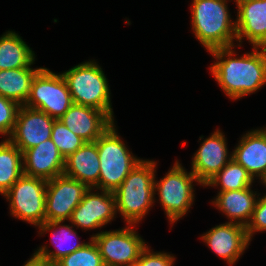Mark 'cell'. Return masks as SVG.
Masks as SVG:
<instances>
[{
	"mask_svg": "<svg viewBox=\"0 0 266 266\" xmlns=\"http://www.w3.org/2000/svg\"><path fill=\"white\" fill-rule=\"evenodd\" d=\"M46 188L47 180L23 174L3 195L10 203V214L34 227L43 224Z\"/></svg>",
	"mask_w": 266,
	"mask_h": 266,
	"instance_id": "ba28073f",
	"label": "cell"
},
{
	"mask_svg": "<svg viewBox=\"0 0 266 266\" xmlns=\"http://www.w3.org/2000/svg\"><path fill=\"white\" fill-rule=\"evenodd\" d=\"M254 179L248 171L233 158L204 186L219 187V192L242 190L252 186Z\"/></svg>",
	"mask_w": 266,
	"mask_h": 266,
	"instance_id": "d4e9b609",
	"label": "cell"
},
{
	"mask_svg": "<svg viewBox=\"0 0 266 266\" xmlns=\"http://www.w3.org/2000/svg\"><path fill=\"white\" fill-rule=\"evenodd\" d=\"M200 238L229 266L238 261L251 242L244 225L229 221L212 227Z\"/></svg>",
	"mask_w": 266,
	"mask_h": 266,
	"instance_id": "4fadbf2b",
	"label": "cell"
},
{
	"mask_svg": "<svg viewBox=\"0 0 266 266\" xmlns=\"http://www.w3.org/2000/svg\"><path fill=\"white\" fill-rule=\"evenodd\" d=\"M134 227L127 224L122 229L100 231L91 236L105 266H133L139 259L147 244Z\"/></svg>",
	"mask_w": 266,
	"mask_h": 266,
	"instance_id": "9c48e42d",
	"label": "cell"
},
{
	"mask_svg": "<svg viewBox=\"0 0 266 266\" xmlns=\"http://www.w3.org/2000/svg\"><path fill=\"white\" fill-rule=\"evenodd\" d=\"M54 121L45 112L20 106L13 132L7 139L23 153L51 138Z\"/></svg>",
	"mask_w": 266,
	"mask_h": 266,
	"instance_id": "7c38bea8",
	"label": "cell"
},
{
	"mask_svg": "<svg viewBox=\"0 0 266 266\" xmlns=\"http://www.w3.org/2000/svg\"><path fill=\"white\" fill-rule=\"evenodd\" d=\"M56 264L58 266H105L92 238L82 248L62 257Z\"/></svg>",
	"mask_w": 266,
	"mask_h": 266,
	"instance_id": "484cf974",
	"label": "cell"
},
{
	"mask_svg": "<svg viewBox=\"0 0 266 266\" xmlns=\"http://www.w3.org/2000/svg\"><path fill=\"white\" fill-rule=\"evenodd\" d=\"M234 47L237 46L208 51L216 59L209 69L222 91L238 100L266 84V48L253 47L252 52L238 58Z\"/></svg>",
	"mask_w": 266,
	"mask_h": 266,
	"instance_id": "6da1fadb",
	"label": "cell"
},
{
	"mask_svg": "<svg viewBox=\"0 0 266 266\" xmlns=\"http://www.w3.org/2000/svg\"><path fill=\"white\" fill-rule=\"evenodd\" d=\"M59 120L85 142H95L114 123L103 111L74 103Z\"/></svg>",
	"mask_w": 266,
	"mask_h": 266,
	"instance_id": "ac0fdd59",
	"label": "cell"
},
{
	"mask_svg": "<svg viewBox=\"0 0 266 266\" xmlns=\"http://www.w3.org/2000/svg\"><path fill=\"white\" fill-rule=\"evenodd\" d=\"M72 104V97L63 75L42 67L32 80L30 94L24 106L59 119Z\"/></svg>",
	"mask_w": 266,
	"mask_h": 266,
	"instance_id": "52a82bcc",
	"label": "cell"
},
{
	"mask_svg": "<svg viewBox=\"0 0 266 266\" xmlns=\"http://www.w3.org/2000/svg\"><path fill=\"white\" fill-rule=\"evenodd\" d=\"M193 182L203 186L196 176L191 171H186L178 160L162 179L159 181L154 179V194L157 192L159 203L170 224L176 223L192 208L195 198Z\"/></svg>",
	"mask_w": 266,
	"mask_h": 266,
	"instance_id": "8992f818",
	"label": "cell"
},
{
	"mask_svg": "<svg viewBox=\"0 0 266 266\" xmlns=\"http://www.w3.org/2000/svg\"><path fill=\"white\" fill-rule=\"evenodd\" d=\"M231 153L254 180L261 184L266 180V127L245 133Z\"/></svg>",
	"mask_w": 266,
	"mask_h": 266,
	"instance_id": "e0dca14e",
	"label": "cell"
},
{
	"mask_svg": "<svg viewBox=\"0 0 266 266\" xmlns=\"http://www.w3.org/2000/svg\"><path fill=\"white\" fill-rule=\"evenodd\" d=\"M263 184V186H265L266 187V180L262 183Z\"/></svg>",
	"mask_w": 266,
	"mask_h": 266,
	"instance_id": "d6a6232c",
	"label": "cell"
},
{
	"mask_svg": "<svg viewBox=\"0 0 266 266\" xmlns=\"http://www.w3.org/2000/svg\"><path fill=\"white\" fill-rule=\"evenodd\" d=\"M89 188L64 174L47 180L45 221H69Z\"/></svg>",
	"mask_w": 266,
	"mask_h": 266,
	"instance_id": "30bf717a",
	"label": "cell"
},
{
	"mask_svg": "<svg viewBox=\"0 0 266 266\" xmlns=\"http://www.w3.org/2000/svg\"><path fill=\"white\" fill-rule=\"evenodd\" d=\"M23 266H37V258L31 256V258L27 260Z\"/></svg>",
	"mask_w": 266,
	"mask_h": 266,
	"instance_id": "4dcf8cb0",
	"label": "cell"
},
{
	"mask_svg": "<svg viewBox=\"0 0 266 266\" xmlns=\"http://www.w3.org/2000/svg\"><path fill=\"white\" fill-rule=\"evenodd\" d=\"M23 174V153L5 137L0 143V194L4 195Z\"/></svg>",
	"mask_w": 266,
	"mask_h": 266,
	"instance_id": "cb8c5ba5",
	"label": "cell"
},
{
	"mask_svg": "<svg viewBox=\"0 0 266 266\" xmlns=\"http://www.w3.org/2000/svg\"><path fill=\"white\" fill-rule=\"evenodd\" d=\"M41 68H31L29 65L25 68L0 70V96L23 106L29 97L32 80Z\"/></svg>",
	"mask_w": 266,
	"mask_h": 266,
	"instance_id": "603a6c76",
	"label": "cell"
},
{
	"mask_svg": "<svg viewBox=\"0 0 266 266\" xmlns=\"http://www.w3.org/2000/svg\"><path fill=\"white\" fill-rule=\"evenodd\" d=\"M65 158L50 139L23 152V173L50 180L64 173Z\"/></svg>",
	"mask_w": 266,
	"mask_h": 266,
	"instance_id": "2e32d148",
	"label": "cell"
},
{
	"mask_svg": "<svg viewBox=\"0 0 266 266\" xmlns=\"http://www.w3.org/2000/svg\"><path fill=\"white\" fill-rule=\"evenodd\" d=\"M37 266H58L56 263H48L37 259Z\"/></svg>",
	"mask_w": 266,
	"mask_h": 266,
	"instance_id": "1f68e13d",
	"label": "cell"
},
{
	"mask_svg": "<svg viewBox=\"0 0 266 266\" xmlns=\"http://www.w3.org/2000/svg\"><path fill=\"white\" fill-rule=\"evenodd\" d=\"M35 53L15 31L0 37V70L25 68L35 62Z\"/></svg>",
	"mask_w": 266,
	"mask_h": 266,
	"instance_id": "7402d4cb",
	"label": "cell"
},
{
	"mask_svg": "<svg viewBox=\"0 0 266 266\" xmlns=\"http://www.w3.org/2000/svg\"><path fill=\"white\" fill-rule=\"evenodd\" d=\"M252 186L242 190L218 192L212 204L230 220L244 226L250 221L259 193Z\"/></svg>",
	"mask_w": 266,
	"mask_h": 266,
	"instance_id": "44dd1931",
	"label": "cell"
},
{
	"mask_svg": "<svg viewBox=\"0 0 266 266\" xmlns=\"http://www.w3.org/2000/svg\"><path fill=\"white\" fill-rule=\"evenodd\" d=\"M51 140L64 158L77 151L85 143L82 138L69 130L59 119H55L53 123Z\"/></svg>",
	"mask_w": 266,
	"mask_h": 266,
	"instance_id": "4316f807",
	"label": "cell"
},
{
	"mask_svg": "<svg viewBox=\"0 0 266 266\" xmlns=\"http://www.w3.org/2000/svg\"><path fill=\"white\" fill-rule=\"evenodd\" d=\"M64 175L98 190L100 162L95 142H85L77 151L65 158Z\"/></svg>",
	"mask_w": 266,
	"mask_h": 266,
	"instance_id": "ffe728a7",
	"label": "cell"
},
{
	"mask_svg": "<svg viewBox=\"0 0 266 266\" xmlns=\"http://www.w3.org/2000/svg\"><path fill=\"white\" fill-rule=\"evenodd\" d=\"M63 222L65 223V221H45L37 226L39 228L38 234L40 235L51 232L52 240L50 245H54L56 250H49L48 245H43L37 251H34L33 257L48 263H56L62 257L75 252L86 244L76 240L79 238L72 224L63 225Z\"/></svg>",
	"mask_w": 266,
	"mask_h": 266,
	"instance_id": "d6986e66",
	"label": "cell"
},
{
	"mask_svg": "<svg viewBox=\"0 0 266 266\" xmlns=\"http://www.w3.org/2000/svg\"><path fill=\"white\" fill-rule=\"evenodd\" d=\"M61 74L74 104L103 111L114 122L109 83L95 60L80 63Z\"/></svg>",
	"mask_w": 266,
	"mask_h": 266,
	"instance_id": "277c9868",
	"label": "cell"
},
{
	"mask_svg": "<svg viewBox=\"0 0 266 266\" xmlns=\"http://www.w3.org/2000/svg\"><path fill=\"white\" fill-rule=\"evenodd\" d=\"M229 0H193L191 8L192 31L208 51L237 46L236 22L231 20Z\"/></svg>",
	"mask_w": 266,
	"mask_h": 266,
	"instance_id": "3957f363",
	"label": "cell"
},
{
	"mask_svg": "<svg viewBox=\"0 0 266 266\" xmlns=\"http://www.w3.org/2000/svg\"><path fill=\"white\" fill-rule=\"evenodd\" d=\"M147 247L142 251L139 259L133 266H173L175 257L165 252H154Z\"/></svg>",
	"mask_w": 266,
	"mask_h": 266,
	"instance_id": "f546056e",
	"label": "cell"
},
{
	"mask_svg": "<svg viewBox=\"0 0 266 266\" xmlns=\"http://www.w3.org/2000/svg\"><path fill=\"white\" fill-rule=\"evenodd\" d=\"M245 228L250 241L256 232L266 231V194L258 197L250 221Z\"/></svg>",
	"mask_w": 266,
	"mask_h": 266,
	"instance_id": "f1b7e54d",
	"label": "cell"
},
{
	"mask_svg": "<svg viewBox=\"0 0 266 266\" xmlns=\"http://www.w3.org/2000/svg\"><path fill=\"white\" fill-rule=\"evenodd\" d=\"M89 188L79 205L73 210L70 222L76 229L95 230L102 228L116 218V197L114 192ZM95 191V192H94ZM100 192V193H99Z\"/></svg>",
	"mask_w": 266,
	"mask_h": 266,
	"instance_id": "8fae6325",
	"label": "cell"
},
{
	"mask_svg": "<svg viewBox=\"0 0 266 266\" xmlns=\"http://www.w3.org/2000/svg\"><path fill=\"white\" fill-rule=\"evenodd\" d=\"M20 105L0 96V134L10 136L13 132Z\"/></svg>",
	"mask_w": 266,
	"mask_h": 266,
	"instance_id": "83f0119b",
	"label": "cell"
},
{
	"mask_svg": "<svg viewBox=\"0 0 266 266\" xmlns=\"http://www.w3.org/2000/svg\"><path fill=\"white\" fill-rule=\"evenodd\" d=\"M115 127L112 123L95 141L100 162L98 190L114 192L130 171L143 160L130 152Z\"/></svg>",
	"mask_w": 266,
	"mask_h": 266,
	"instance_id": "5b68a950",
	"label": "cell"
},
{
	"mask_svg": "<svg viewBox=\"0 0 266 266\" xmlns=\"http://www.w3.org/2000/svg\"><path fill=\"white\" fill-rule=\"evenodd\" d=\"M226 137L217 129L204 139L191 162V172L204 185L215 176L231 159Z\"/></svg>",
	"mask_w": 266,
	"mask_h": 266,
	"instance_id": "5bb4252c",
	"label": "cell"
},
{
	"mask_svg": "<svg viewBox=\"0 0 266 266\" xmlns=\"http://www.w3.org/2000/svg\"><path fill=\"white\" fill-rule=\"evenodd\" d=\"M156 161L142 160L114 191L116 211L126 224L137 225L151 210L155 200Z\"/></svg>",
	"mask_w": 266,
	"mask_h": 266,
	"instance_id": "7a4b0ae2",
	"label": "cell"
},
{
	"mask_svg": "<svg viewBox=\"0 0 266 266\" xmlns=\"http://www.w3.org/2000/svg\"><path fill=\"white\" fill-rule=\"evenodd\" d=\"M237 4L236 42L245 38L252 47L266 48V0H235ZM244 37V38H243Z\"/></svg>",
	"mask_w": 266,
	"mask_h": 266,
	"instance_id": "9a60e30c",
	"label": "cell"
}]
</instances>
